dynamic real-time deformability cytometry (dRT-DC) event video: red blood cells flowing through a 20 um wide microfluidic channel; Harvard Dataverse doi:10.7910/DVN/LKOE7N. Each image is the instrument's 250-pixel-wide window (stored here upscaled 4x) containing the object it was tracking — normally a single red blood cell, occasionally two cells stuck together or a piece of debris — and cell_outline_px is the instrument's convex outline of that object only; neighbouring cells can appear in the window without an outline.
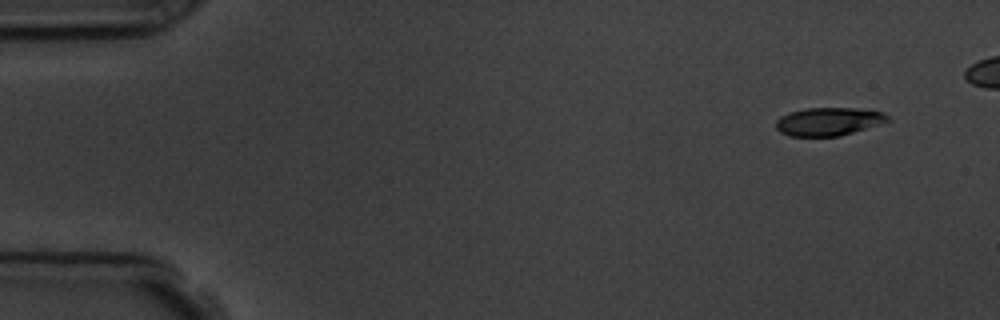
{"species": "common noctule bat (a hibernating species)", "species_latin": "Nyctalus noctula", "temperature_condition": "room temperature", "stored_images_in_passage": 6, "camera_frame_rate_fps": 3000, "um_per_image_px": 0.085, "animal": {"sex": "male", "body_mass_g": 19.5, "forearm_length_mm": 54.6}, "frame": {"image": 1, "passage_image": 1, "time_ms": 0.0, "image_size_px": [1000, 320], "cell_outline_px": [[892, 120], [840, 136], [788, 136], [780, 132], [776, 128], [776, 120], [780, 116], [788, 112], [804, 108], [856, 108], [884, 112]], "centroid_in_image_um": [70.41, 10.32], "position_along_channel_um": 14.6, "area_um2": 18.44}}